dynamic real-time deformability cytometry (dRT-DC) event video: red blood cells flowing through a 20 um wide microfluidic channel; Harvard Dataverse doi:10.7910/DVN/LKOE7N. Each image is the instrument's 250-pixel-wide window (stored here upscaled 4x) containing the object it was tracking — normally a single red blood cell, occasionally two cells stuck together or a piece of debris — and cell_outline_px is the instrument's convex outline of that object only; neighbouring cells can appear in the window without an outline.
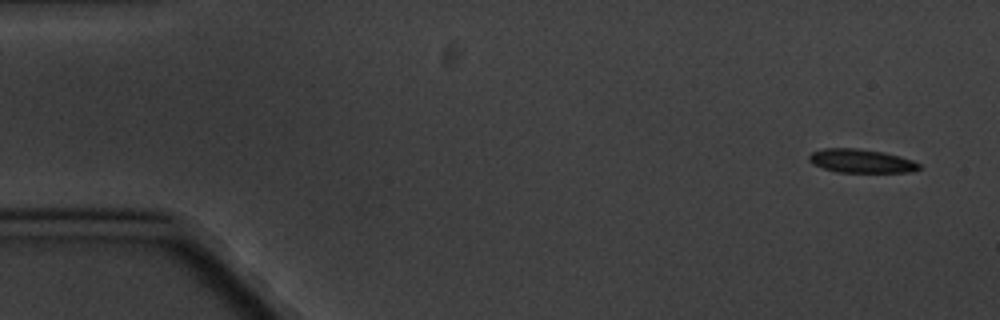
{"species": "common noctule bat (a hibernating species)", "species_latin": "Nyctalus noctula", "temperature_condition": "cold", "stored_images_in_passage": 5, "camera_frame_rate_fps": 3000, "um_per_image_px": 0.085, "animal": {"sex": "male", "body_mass_g": 20.1, "forearm_length_mm": 53.5}, "frame": {"image": 1, "passage_image": 1, "time_ms": 0.0, "image_size_px": [1000, 320], "cell_outline_px": [[920, 168], [908, 172], [836, 172], [812, 164], [808, 160], [808, 156], [812, 152], [824, 148], [860, 148], [884, 152], [900, 156], [912, 160], [920, 164]], "centroid_in_image_um": [73.17, 13.67], "position_along_channel_um": 11.8, "area_um2": 15.2}}
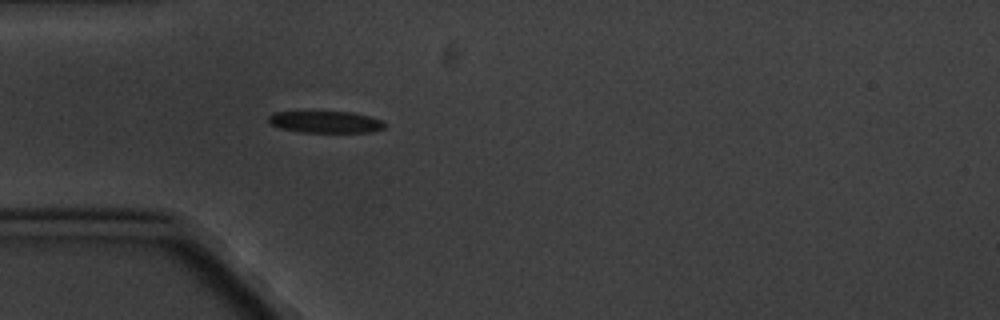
{"frame": {"image": 2, "passage_image": 5, "time_ms": 4.667, "image_size_px": [1000, 320], "cell_outline_px": [[384, 128], [372, 132], [300, 132], [280, 128], [272, 124], [268, 120], [268, 116], [272, 112], [352, 112], [368, 116], [380, 120], [384, 124]], "centroid_in_image_um": [27.65, 10.37], "position_along_channel_um": 57.4, "area_um2": 14.57}}